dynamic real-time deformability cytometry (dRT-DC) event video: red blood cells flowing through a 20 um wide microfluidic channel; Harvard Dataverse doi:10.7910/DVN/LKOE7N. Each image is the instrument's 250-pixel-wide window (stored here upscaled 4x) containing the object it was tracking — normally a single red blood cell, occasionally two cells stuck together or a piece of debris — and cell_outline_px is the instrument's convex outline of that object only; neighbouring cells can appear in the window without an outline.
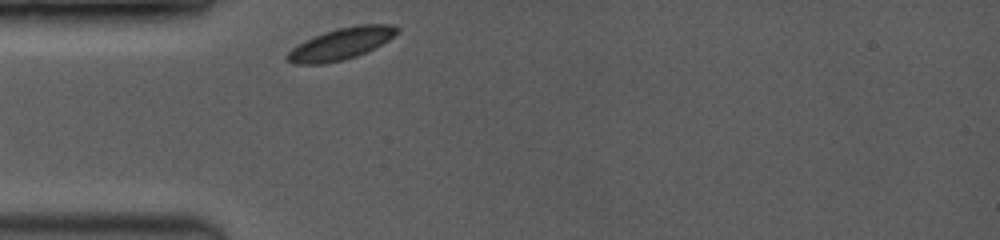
{"species": "common noctule bat (a hibernating species)", "species_latin": "Nyctalus noctula", "temperature_condition": "room temperature", "stored_images_in_passage": 39, "camera_frame_rate_fps": 3500, "um_per_image_px": 0.085, "animal": {"sex": "female", "body_mass_g": 19.0, "forearm_length_mm": 53.3}, "frame": {"image": 1, "passage_image": 1, "time_ms": 0.0, "image_size_px": [1000, 240], "cell_outline_px": [[400, 28], [388, 40], [356, 56], [344, 60], [324, 64], [292, 64], [284, 60], [284, 56], [292, 48], [304, 40], [312, 36], [336, 28], [356, 24], [392, 24]], "centroid_in_image_um": [28.9, 3.72], "position_along_channel_um": 56.1, "area_um2": 20.35}}
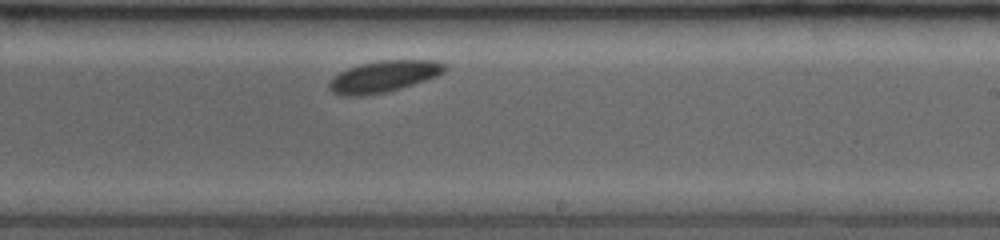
{"frame": {"image": 2, "passage_image": 23, "time_ms": 5.429, "image_size_px": [1000, 240], "cell_outline_px": [[448, 68], [444, 72], [436, 76], [388, 92], [360, 96], [340, 96], [332, 92], [328, 88], [328, 84], [340, 72], [348, 68], [360, 64], [380, 60], [436, 60], [448, 64]], "centroid_in_image_um": [32.63, 6.5], "position_along_channel_um": 256.4, "area_um2": 21.21}}
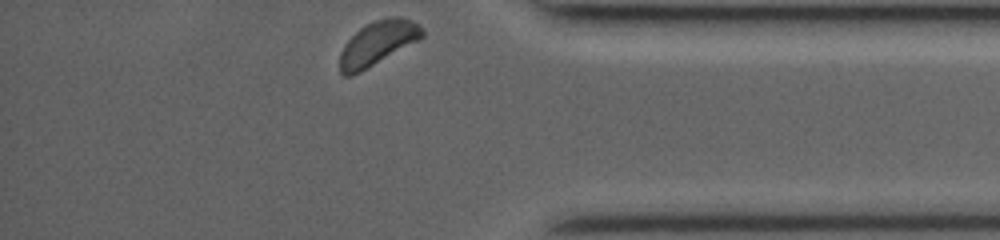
{"frame": {"image": 3, "passage_image": 39, "time_ms": 9.429, "image_size_px": [1000, 240], "cell_outline_px": [[424, 36], [360, 72], [352, 76], [344, 76], [340, 72], [340, 52], [344, 44], [360, 28], [376, 20], [396, 16], [400, 16], [412, 20], [420, 24], [424, 32]], "centroid_in_image_um": [32.09, 3.66], "position_along_channel_um": 403.1, "area_um2": 20.75}, "authors_computed_cell_mechanics": {"area_um2": 20.6924, "velocity_mm_per_s": 3.8121, "shape_relaxation_time_tau1_ms": 1.5012, "shape_relaxation_time_tau2_ms": null, "deformation_change_tau1": 0.0431, "deformation_change_tau2": null}}